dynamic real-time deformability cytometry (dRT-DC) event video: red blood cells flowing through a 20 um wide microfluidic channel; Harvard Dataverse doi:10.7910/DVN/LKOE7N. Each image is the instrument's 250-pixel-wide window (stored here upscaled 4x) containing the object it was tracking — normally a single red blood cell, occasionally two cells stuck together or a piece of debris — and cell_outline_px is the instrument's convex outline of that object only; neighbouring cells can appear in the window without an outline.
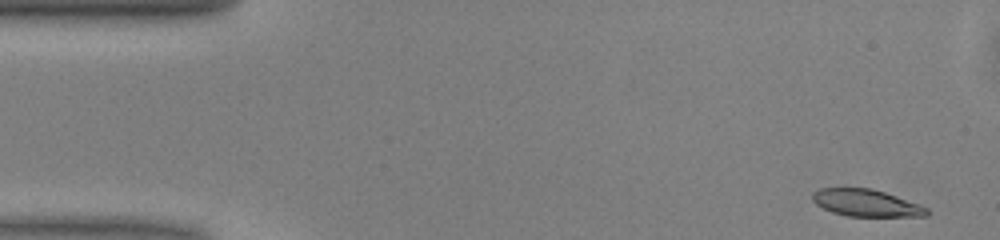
{"species": "common noctule bat (a hibernating species)", "species_latin": "Nyctalus noctula", "temperature_condition": "warm", "stored_images_in_passage": 48, "camera_frame_rate_fps": 3000, "um_per_image_px": 0.085, "animal": {"sex": "male", "body_mass_g": 13.0, "forearm_length_mm": 53.1}, "frame": {"image": 1, "passage_image": 1, "time_ms": 0.0, "image_size_px": [1000, 240], "cell_outline_px": [[928, 216], [848, 216], [832, 212], [816, 204], [812, 200], [812, 192], [820, 188], [872, 188], [920, 204], [928, 208]], "centroid_in_image_um": [73.62, 17.25], "position_along_channel_um": 11.4, "area_um2": 17.98}}
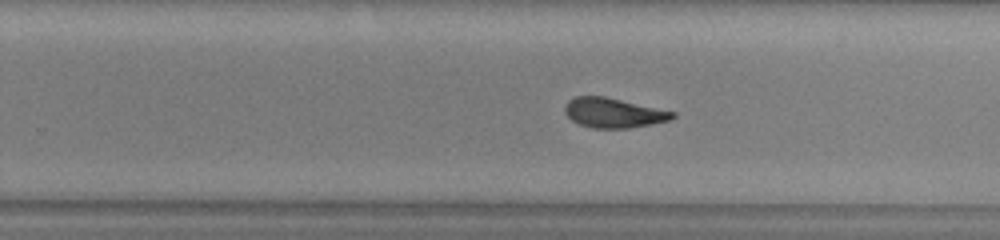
{"frame": {"image": 2, "passage_image": 29, "time_ms": 9.333, "image_size_px": [1000, 240], "cell_outline_px": [[676, 116], [668, 120], [652, 124], [628, 128], [592, 128], [580, 124], [572, 120], [564, 112], [564, 108], [568, 100], [576, 96], [604, 96], [676, 112]], "centroid_in_image_um": [52.13, 9.59], "position_along_channel_um": 277.7, "area_um2": 18.55}}
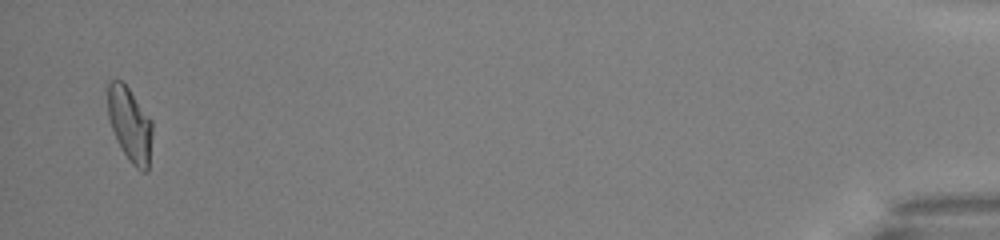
{"frame": {"image": 3, "passage_image": 47, "time_ms": 15.333, "image_size_px": [1000, 240], "cell_outline_px": [[152, 136], [148, 172], [140, 172], [128, 160], [112, 128], [108, 116], [108, 80], [120, 80], [128, 88], [152, 120]], "centroid_in_image_um": [11.06, 10.6], "position_along_channel_um": 424.1, "area_um2": 19.13}, "authors_computed_cell_mechanics": {"area_um2": 19.3341, "velocity_mm_per_s": 4.0488, "shape_relaxation_time_tau1_ms": 4.5953, "shape_relaxation_time_tau2_ms": 2.4406, "deformation_change_tau1": 0.1727, "deformation_change_tau2": 0.1058}}